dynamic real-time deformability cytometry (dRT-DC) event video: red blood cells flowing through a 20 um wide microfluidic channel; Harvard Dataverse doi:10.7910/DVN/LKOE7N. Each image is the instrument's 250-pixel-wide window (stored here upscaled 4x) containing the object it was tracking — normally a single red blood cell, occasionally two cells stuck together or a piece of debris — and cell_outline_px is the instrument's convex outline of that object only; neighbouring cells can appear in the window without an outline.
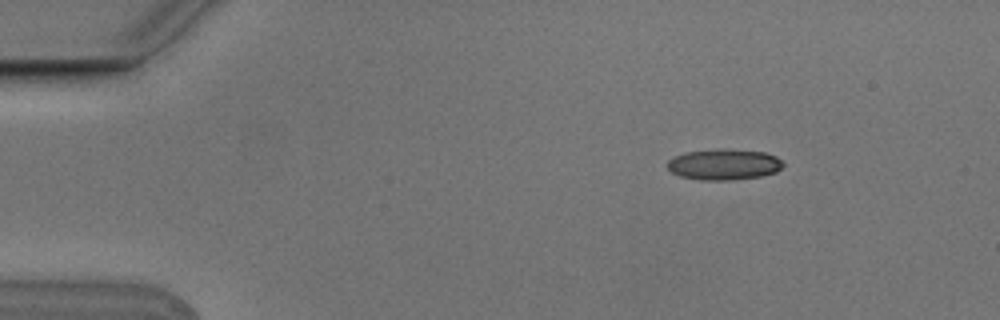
{"species": "Egyptian fruit bat (a non-hibernating species)", "species_latin": "Rousettus aegyptiacus", "temperature_condition": "cold", "stored_images_in_passage": 9, "camera_frame_rate_fps": 3000, "um_per_image_px": 0.085, "animal": {"sex": "male"}, "frame": {"image": 1, "passage_image": 2, "time_ms": 0.333, "image_size_px": [1000, 320], "cell_outline_px": [[784, 164], [776, 172], [760, 176], [736, 180], [700, 180], [680, 176], [672, 172], [668, 168], [668, 160], [672, 156], [684, 152], [716, 148], [764, 152], [776, 156]], "centroid_in_image_um": [61.5, 13.97], "position_along_channel_um": 23.5, "area_um2": 20.98}}
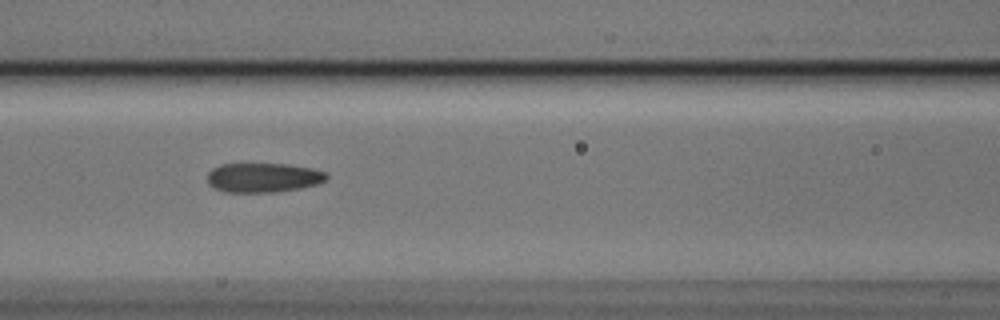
{"frame": {"image": 2, "passage_image": 6, "time_ms": 1.667, "image_size_px": [1000, 320], "cell_outline_px": [[328, 176], [324, 180], [316, 184], [300, 188], [272, 192], [224, 192], [208, 184], [208, 172], [212, 168], [220, 164], [288, 164], [312, 168], [328, 172]], "centroid_in_image_um": [22.37, 15.09], "position_along_channel_um": 144.2, "area_um2": 20.4}}
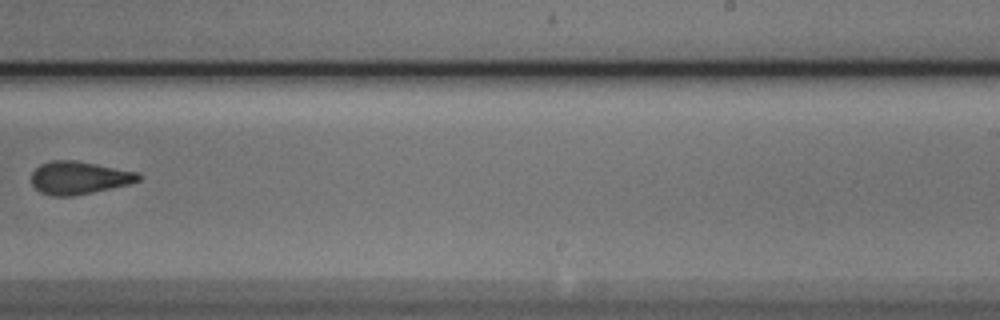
{"frame": {"image": 3, "passage_image": 9, "time_ms": 2.667, "image_size_px": [1000, 320], "cell_outline_px": [[140, 180], [128, 184], [92, 192], [72, 196], [52, 196], [40, 192], [32, 184], [32, 172], [40, 164], [52, 160], [76, 160], [140, 172]], "centroid_in_image_um": [6.71, 15.1], "position_along_channel_um": 282.3, "area_um2": 20.46}}